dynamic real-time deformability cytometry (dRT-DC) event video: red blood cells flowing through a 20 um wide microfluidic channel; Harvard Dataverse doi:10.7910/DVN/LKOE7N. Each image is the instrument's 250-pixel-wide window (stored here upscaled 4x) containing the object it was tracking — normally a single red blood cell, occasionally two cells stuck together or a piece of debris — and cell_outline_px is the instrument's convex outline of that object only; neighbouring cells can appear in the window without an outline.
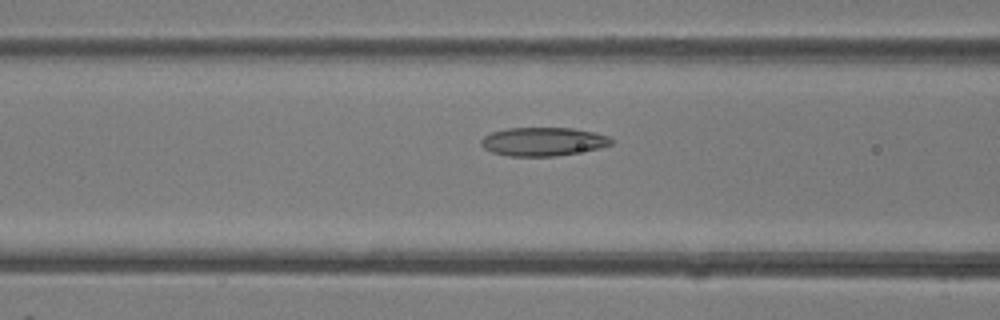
{"species": "common noctule bat (a hibernating species)", "species_latin": "Nyctalus noctula", "temperature_condition": "room temperature", "stored_images_in_passage": 40, "camera_frame_rate_fps": 3000, "um_per_image_px": 0.085, "animal": {"sex": "female"}, "frame": {"image": 1, "passage_image": 16, "time_ms": 5.0, "image_size_px": [1000, 320], "cell_outline_px": [[612, 144], [600, 148], [556, 156], [508, 156], [492, 152], [484, 148], [480, 144], [480, 140], [484, 136], [492, 132], [508, 128], [572, 128], [596, 132], [608, 136], [612, 140]], "centroid_in_image_um": [46.16, 12.03], "position_along_channel_um": 120.4, "area_um2": 21.68}}
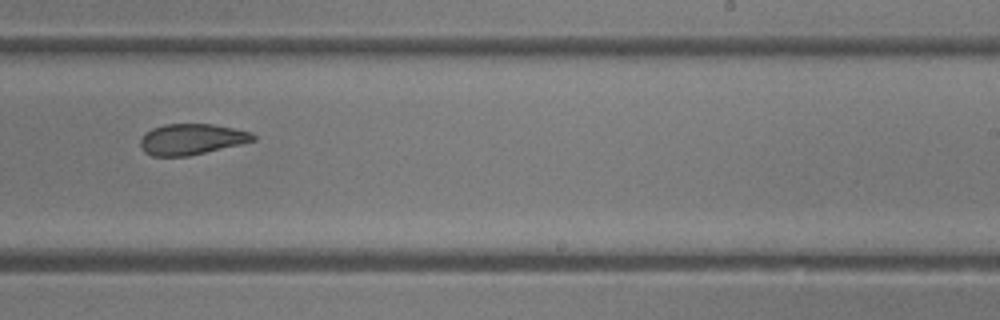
{"frame": {"image": 2, "passage_image": 25, "time_ms": 8.0, "image_size_px": [1000, 320], "cell_outline_px": [[256, 140], [240, 144], [188, 156], [152, 156], [144, 152], [140, 144], [140, 140], [152, 128], [164, 124], [212, 124], [252, 132], [256, 136]], "centroid_in_image_um": [16.29, 11.83], "position_along_channel_um": 272.7, "area_um2": 20.11}}
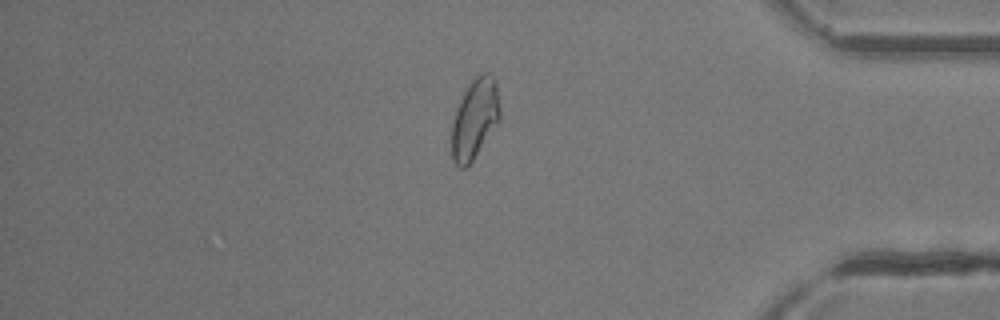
{"frame": {"image": 3, "passage_image": 34, "time_ms": 11.0, "image_size_px": [1000, 320], "cell_outline_px": [[500, 120], [472, 160], [464, 168], [460, 168], [452, 160], [452, 124], [456, 108], [468, 84], [480, 72], [492, 72], [496, 76], [500, 108]], "centroid_in_image_um": [40.38, 10.02], "position_along_channel_um": 394.8, "area_um2": 22.66}}